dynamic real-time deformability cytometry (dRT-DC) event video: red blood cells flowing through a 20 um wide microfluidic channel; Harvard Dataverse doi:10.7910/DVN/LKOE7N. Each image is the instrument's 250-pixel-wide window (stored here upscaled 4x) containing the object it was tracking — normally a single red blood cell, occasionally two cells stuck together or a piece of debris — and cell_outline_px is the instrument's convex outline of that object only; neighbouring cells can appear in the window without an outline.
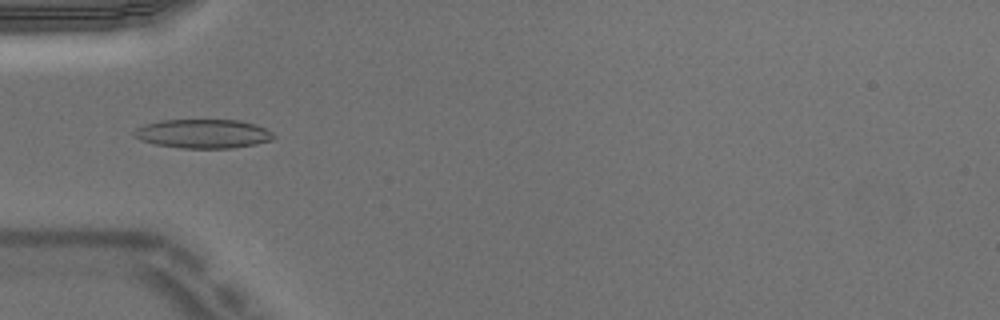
{"species": "Egyptian fruit bat (a non-hibernating species)", "species_latin": "Rousettus aegyptiacus", "temperature_condition": "warm", "stored_images_in_passage": 6, "camera_frame_rate_fps": 3000, "um_per_image_px": 0.085, "animal": {"sex": "male"}, "frame": {"image": 1, "passage_image": 5, "time_ms": 1.333, "image_size_px": [1000, 320], "cell_outline_px": [[276, 136], [272, 140], [256, 144], [232, 148], [180, 148], [156, 144], [140, 140], [132, 132], [136, 128], [144, 124], [160, 120], [240, 120], [256, 124], [272, 132]], "centroid_in_image_um": [17.28, 11.36], "position_along_channel_um": 67.7, "area_um2": 23.64}}